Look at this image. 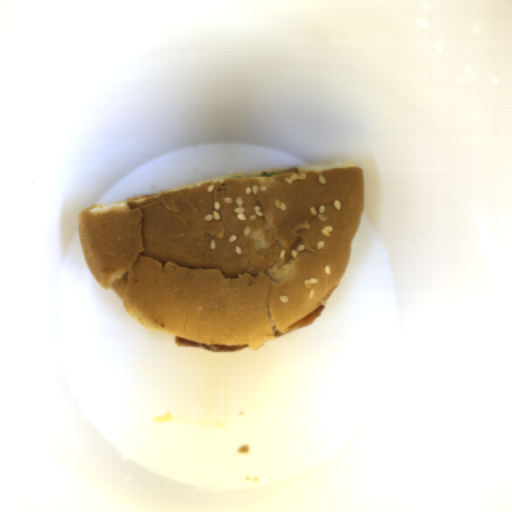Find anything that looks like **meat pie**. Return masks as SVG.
I'll return each mask as SVG.
<instances>
[{
  "mask_svg": "<svg viewBox=\"0 0 512 512\" xmlns=\"http://www.w3.org/2000/svg\"><path fill=\"white\" fill-rule=\"evenodd\" d=\"M324 308H325V304L323 303L320 307H318L317 309H315L314 311H312L311 313H309L308 315H306L305 317H303L299 321H297V322L293 323L292 325L288 326V329H287L286 333H279V332L275 331L274 334H273L274 338H277V337H280V336H284V335L289 334L291 332H294V331H297V330H300V329H303V328L307 327L308 325L312 324L315 320H317L320 317V315L322 314Z\"/></svg>",
  "mask_w": 512,
  "mask_h": 512,
  "instance_id": "c0bc52ac",
  "label": "meat pie"
},
{
  "mask_svg": "<svg viewBox=\"0 0 512 512\" xmlns=\"http://www.w3.org/2000/svg\"><path fill=\"white\" fill-rule=\"evenodd\" d=\"M174 344L181 348H198L207 350L214 353H230V352H239L241 350H244L246 348H249L248 345L244 344H237V345H204L201 343H197L194 341L187 340L185 338H182L180 336L175 335L174 337Z\"/></svg>",
  "mask_w": 512,
  "mask_h": 512,
  "instance_id": "b5893723",
  "label": "meat pie"
}]
</instances>
